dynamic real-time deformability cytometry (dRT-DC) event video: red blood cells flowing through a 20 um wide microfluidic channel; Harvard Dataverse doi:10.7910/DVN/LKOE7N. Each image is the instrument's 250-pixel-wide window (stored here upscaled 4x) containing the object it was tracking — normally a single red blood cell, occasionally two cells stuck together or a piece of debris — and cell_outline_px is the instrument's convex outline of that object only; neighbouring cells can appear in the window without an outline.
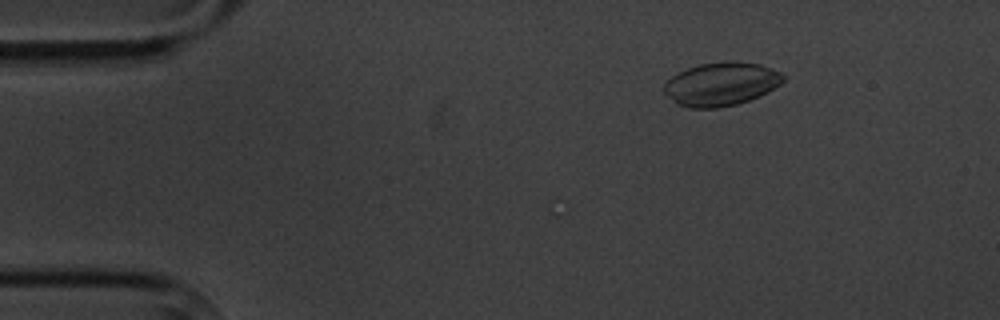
{"species": "common noctule bat (a hibernating species)", "species_latin": "Nyctalus noctula", "temperature_condition": "cold", "stored_images_in_passage": 4, "camera_frame_rate_fps": 3000, "um_per_image_px": 0.085, "animal": {"sex": "male", "body_mass_g": 20.1, "forearm_length_mm": 53.5}, "frame": {"image": 1, "passage_image": 4, "time_ms": 3.333, "image_size_px": [1000, 320], "cell_outline_px": [[788, 76], [780, 84], [768, 92], [760, 96], [736, 104], [716, 108], [688, 108], [676, 104], [664, 92], [664, 84], [672, 76], [688, 68], [700, 64], [728, 60], [760, 64], [772, 68]], "centroid_in_image_um": [61.32, 7.14], "position_along_channel_um": 23.7, "area_um2": 30.29}}